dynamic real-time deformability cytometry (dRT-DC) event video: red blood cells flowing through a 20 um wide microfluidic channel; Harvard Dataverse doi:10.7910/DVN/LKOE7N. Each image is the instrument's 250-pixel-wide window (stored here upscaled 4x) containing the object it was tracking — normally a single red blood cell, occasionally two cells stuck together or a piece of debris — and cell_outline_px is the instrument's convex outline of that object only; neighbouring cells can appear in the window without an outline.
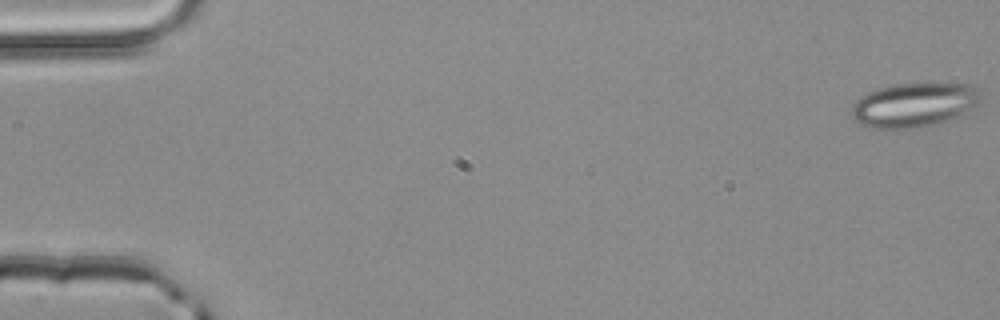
{"species": "common noctule bat (a hibernating species)", "species_latin": "Nyctalus noctula", "temperature_condition": "room temperature", "stored_images_in_passage": 52, "camera_frame_rate_fps": 3000, "um_per_image_px": 0.085, "animal": {"sex": "male", "body_mass_g": 20.4}, "frame": {"image": 1, "passage_image": 1, "time_ms": 0.0, "image_size_px": [1000, 320], "cell_outline_px": [[980, 104], [960, 116], [920, 128], [872, 128], [860, 124], [852, 120], [852, 104], [860, 96], [868, 92], [880, 88], [896, 84], [968, 84], [976, 88], [980, 96]], "centroid_in_image_um": [77.68, 8.93], "position_along_channel_um": 7.3, "area_um2": 33.23}}
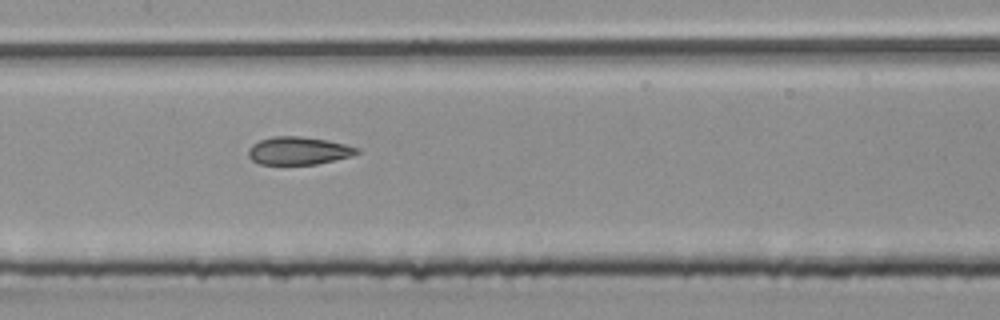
{"frame": {"image": 2, "passage_image": 26, "time_ms": 8.333, "image_size_px": [1000, 320], "cell_outline_px": [[360, 152], [352, 156], [336, 160], [316, 164], [260, 164], [252, 160], [248, 156], [248, 148], [252, 144], [260, 140], [272, 136], [300, 136], [328, 140], [360, 148]], "centroid_in_image_um": [25.38, 12.81], "position_along_channel_um": 182.0, "area_um2": 17.74}}
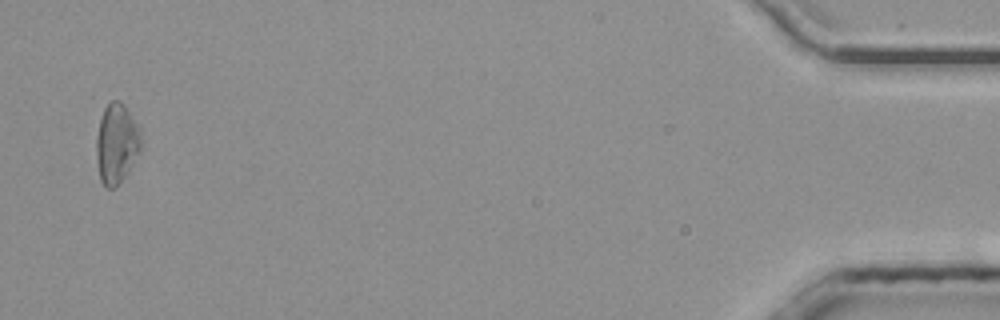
{"frame": {"image": 3, "passage_image": 51, "time_ms": 16.667, "image_size_px": [1000, 320], "cell_outline_px": [[144, 140], [140, 152], [120, 184], [116, 188], [104, 188], [100, 180], [96, 160], [96, 140], [100, 120], [104, 108], [112, 100], [120, 100], [124, 104]], "centroid_in_image_um": [9.9, 12.26], "position_along_channel_um": 425.3, "area_um2": 20.98}, "authors_computed_cell_mechanics": {"area_um2": 18.785, "velocity_mm_per_s": 4.0317, "shape_relaxation_time_tau1_ms": null, "shape_relaxation_time_tau2_ms": 2.2626, "deformation_change_tau1": null, "deformation_change_tau2": 0.1054}}